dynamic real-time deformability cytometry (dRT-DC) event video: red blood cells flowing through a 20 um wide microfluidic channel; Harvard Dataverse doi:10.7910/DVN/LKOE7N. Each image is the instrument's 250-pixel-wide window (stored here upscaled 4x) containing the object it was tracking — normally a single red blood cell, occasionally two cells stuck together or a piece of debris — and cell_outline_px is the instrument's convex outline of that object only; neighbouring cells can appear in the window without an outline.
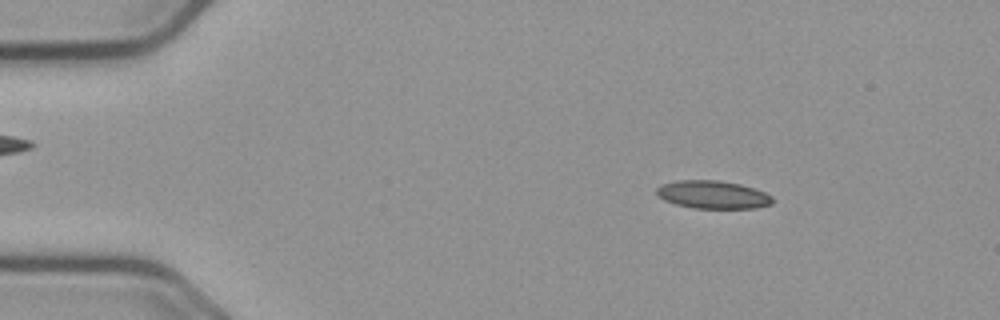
{"species": "common noctule bat (a hibernating species)", "species_latin": "Nyctalus noctula", "temperature_condition": "cold", "stored_images_in_passage": 57, "camera_frame_rate_fps": 3000, "um_per_image_px": 0.085, "animal": {"sex": "male", "body_mass_g": 23.1, "forearm_length_mm": 52.7}, "frame": {"image": 1, "passage_image": 9, "time_ms": 2.667, "image_size_px": [1000, 320], "cell_outline_px": [[772, 204], [756, 208], [692, 208], [676, 204], [664, 200], [656, 192], [656, 188], [660, 184], [676, 180], [716, 180], [740, 184], [764, 192], [772, 196]], "centroid_in_image_um": [60.56, 16.54], "position_along_channel_um": 24.4, "area_um2": 18.84}}
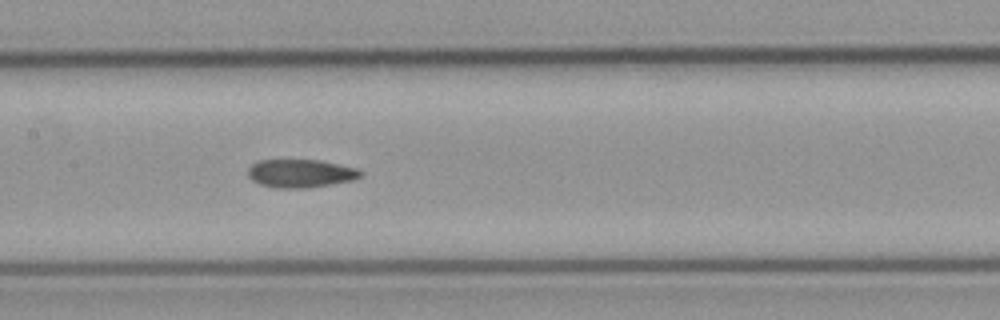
{"frame": {"image": 2, "passage_image": 28, "time_ms": 9.0, "image_size_px": [1000, 320], "cell_outline_px": [[364, 176], [356, 180], [308, 188], [276, 188], [260, 184], [252, 180], [248, 176], [248, 168], [256, 160], [320, 160], [360, 168], [364, 172]], "centroid_in_image_um": [25.63, 14.74], "position_along_channel_um": 181.8, "area_um2": 18.96}}
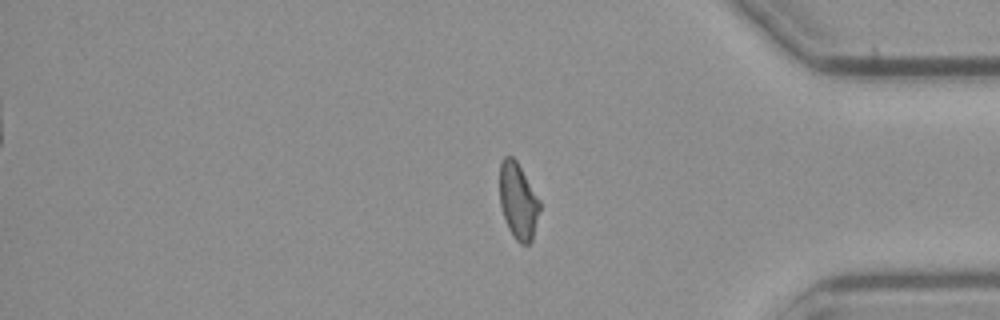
{"frame": {"image": 3, "passage_image": 47, "time_ms": 15.333, "image_size_px": [1000, 320], "cell_outline_px": [[540, 208], [532, 240], [528, 244], [520, 244], [512, 236], [508, 228], [500, 204], [500, 164], [504, 156], [512, 156], [516, 160], [540, 200]], "centroid_in_image_um": [44.04, 17.09], "position_along_channel_um": 391.2, "area_um2": 17.69}, "authors_computed_cell_mechanics": {"area_um2": 18.6694, "velocity_mm_per_s": 3.6619, "shape_relaxation_time_tau1_ms": null, "shape_relaxation_time_tau2_ms": 2.4833, "deformation_change_tau1": null, "deformation_change_tau2": 0.0962}}